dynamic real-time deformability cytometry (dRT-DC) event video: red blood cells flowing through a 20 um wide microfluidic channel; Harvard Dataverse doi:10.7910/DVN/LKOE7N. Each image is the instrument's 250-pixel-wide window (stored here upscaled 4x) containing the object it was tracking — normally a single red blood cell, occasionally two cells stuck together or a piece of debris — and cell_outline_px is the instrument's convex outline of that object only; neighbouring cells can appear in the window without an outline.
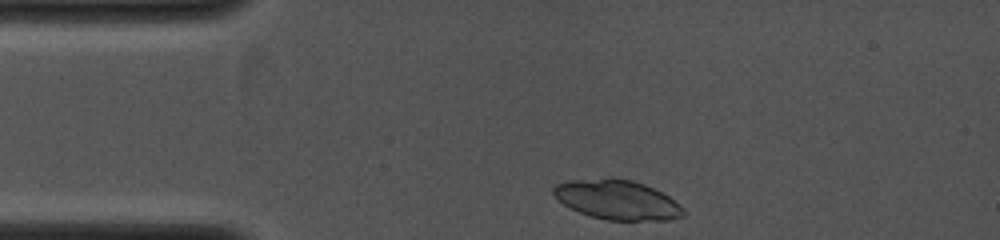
{"species": "common noctule bat (a hibernating species)", "species_latin": "Nyctalus noctula", "temperature_condition": "cold", "stored_images_in_passage": 6, "camera_frame_rate_fps": 4000, "um_per_image_px": 0.085, "animal": {"sex": "female", "body_mass_g": 19.0, "forearm_length_mm": 53.3}, "frame": {"image": 1, "passage_image": 1, "time_ms": 0.0, "image_size_px": [1000, 240], "cell_outline_px": [[684, 216], [668, 220], [608, 220], [592, 216], [580, 212], [564, 204], [552, 192], [552, 188], [556, 184], [568, 180], [608, 176], [612, 176], [632, 180], [644, 184], [668, 196], [680, 204], [684, 208]], "centroid_in_image_um": [52.46, 16.95], "position_along_channel_um": 32.5, "area_um2": 30.11}}